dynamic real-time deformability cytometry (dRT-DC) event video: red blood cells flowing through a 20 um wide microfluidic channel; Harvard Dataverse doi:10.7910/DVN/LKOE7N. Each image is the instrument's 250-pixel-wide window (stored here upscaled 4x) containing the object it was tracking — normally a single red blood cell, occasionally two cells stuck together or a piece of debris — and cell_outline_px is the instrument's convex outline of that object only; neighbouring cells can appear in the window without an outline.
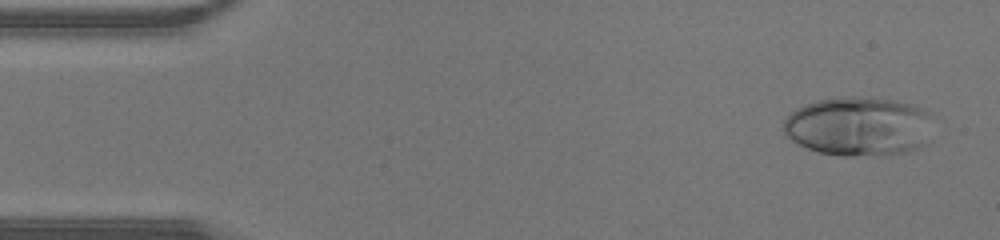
{"species": "human", "species_latin": "Homo sapiens", "temperature_condition": "warm", "stored_images_in_passage": 44, "camera_frame_rate_fps": 3000, "um_per_image_px": 0.085, "donor": {"sex": "male"}, "frame": {"image": 1, "passage_image": 2, "time_ms": 0.333, "image_size_px": [1000, 240], "cell_outline_px": [[932, 112], [924, 144], [916, 148], [904, 152], [880, 156], [840, 156], [820, 152], [808, 148], [784, 136], [784, 120], [796, 108], [816, 100], [848, 96], [852, 96], [896, 100], [912, 104], [924, 108]], "centroid_in_image_um": [72.97, 10.73], "position_along_channel_um": 12.0, "area_um2": 51.67}}
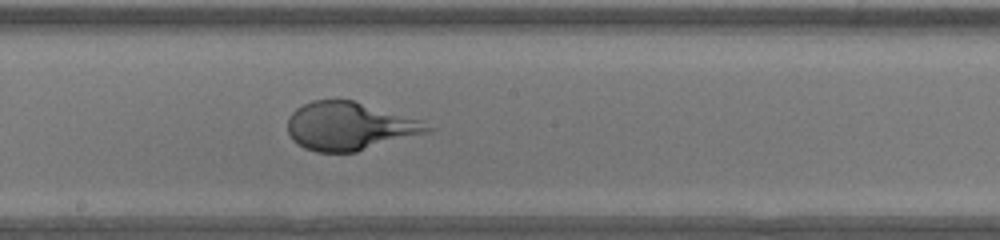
{"frame": {"image": 2, "passage_image": 23, "time_ms": 7.333, "image_size_px": [1000, 240], "cell_outline_px": [[436, 128], [428, 132], [356, 152], [316, 152], [304, 148], [292, 140], [288, 132], [288, 116], [296, 108], [312, 100], [352, 100], [420, 120]], "centroid_in_image_um": [29.68, 10.73], "position_along_channel_um": 218.5, "area_um2": 38.96}}
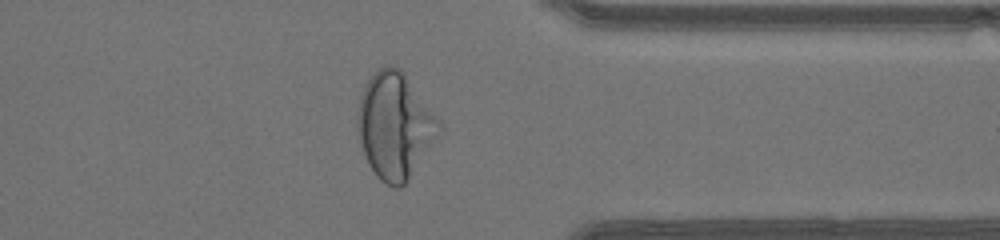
{"frame": {"image": 3, "passage_image": 34, "time_ms": 11.0, "image_size_px": [1000, 240], "cell_outline_px": [[444, 128], [408, 180], [400, 188], [392, 188], [380, 180], [376, 176], [368, 164], [360, 140], [356, 124], [356, 116], [360, 96], [368, 80], [384, 64], [392, 64], [400, 68], [404, 72], [440, 120]], "centroid_in_image_um": [33.57, 10.68], "position_along_channel_um": 377.8, "area_um2": 50.52}}